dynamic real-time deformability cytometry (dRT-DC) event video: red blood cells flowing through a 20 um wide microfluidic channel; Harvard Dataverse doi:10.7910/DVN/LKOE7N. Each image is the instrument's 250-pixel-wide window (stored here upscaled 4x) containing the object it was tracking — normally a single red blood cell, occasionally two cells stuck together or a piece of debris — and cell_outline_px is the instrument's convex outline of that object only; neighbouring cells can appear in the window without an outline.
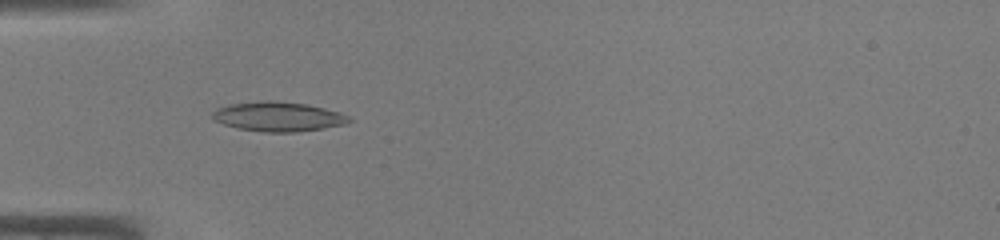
{"species": "common noctule bat (a hibernating species)", "species_latin": "Nyctalus noctula", "temperature_condition": "warm", "stored_images_in_passage": 31, "camera_frame_rate_fps": 3000, "um_per_image_px": 0.085, "animal": {"sex": "male", "body_mass_g": 19.0, "forearm_length_mm": 50.8}, "frame": {"image": 1, "passage_image": 1, "time_ms": 0.0, "image_size_px": [1000, 240], "cell_outline_px": [[352, 120], [348, 124], [324, 128], [296, 132], [264, 132], [236, 128], [212, 120], [212, 112], [216, 108], [228, 104], [268, 100], [272, 100], [304, 104], [324, 108], [340, 112], [348, 116]], "centroid_in_image_um": [23.63, 9.91], "position_along_channel_um": 61.4, "area_um2": 23.64}}
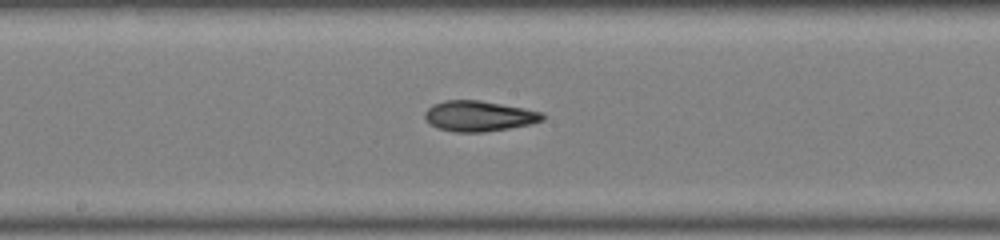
{"frame": {"image": 2, "passage_image": 11, "time_ms": 3.333, "image_size_px": [1000, 240], "cell_outline_px": [[544, 120], [528, 124], [508, 128], [480, 132], [452, 132], [436, 128], [428, 124], [424, 116], [424, 112], [432, 104], [444, 100], [480, 100], [524, 108], [544, 112]], "centroid_in_image_um": [40.66, 9.86], "position_along_channel_um": 207.5, "area_um2": 21.04}}
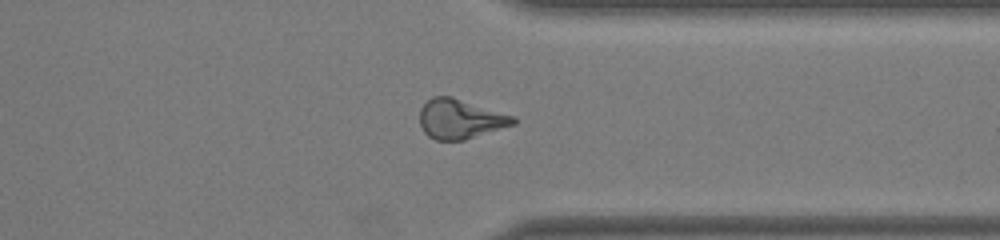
{"frame": {"image": 3, "passage_image": 22, "time_ms": 7.0, "image_size_px": [1000, 240], "cell_outline_px": [[520, 120], [516, 124], [464, 140], [436, 140], [428, 136], [424, 132], [420, 124], [420, 108], [432, 96], [452, 96], [516, 116]], "centroid_in_image_um": [39.16, 10.1], "position_along_channel_um": 372.2, "area_um2": 21.85}}